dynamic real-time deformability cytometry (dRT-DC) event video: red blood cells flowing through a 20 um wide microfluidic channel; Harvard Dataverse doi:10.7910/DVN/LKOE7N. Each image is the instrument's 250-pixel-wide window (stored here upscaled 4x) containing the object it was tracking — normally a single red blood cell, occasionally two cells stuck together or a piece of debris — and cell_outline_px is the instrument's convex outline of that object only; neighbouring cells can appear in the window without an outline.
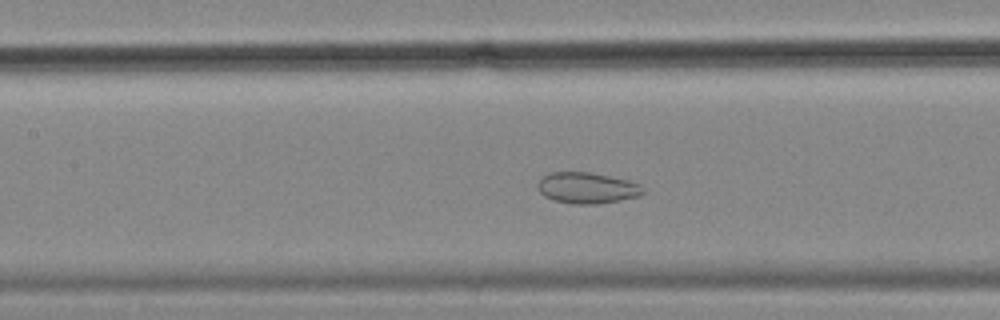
{"species": "common noctule bat (a hibernating species)", "species_latin": "Nyctalus noctula", "temperature_condition": "cold", "stored_images_in_passage": 56, "camera_frame_rate_fps": 3000, "um_per_image_px": 0.085, "animal": {"sex": "female", "body_mass_g": 18.4}, "frame": {"image": 1, "passage_image": 25, "time_ms": 8.0, "image_size_px": [1000, 320], "cell_outline_px": [[644, 192], [636, 196], [620, 200], [596, 204], [572, 204], [552, 200], [544, 196], [540, 192], [536, 184], [544, 176], [552, 172], [588, 172], [628, 180], [640, 184], [644, 188]], "centroid_in_image_um": [49.87, 15.98], "position_along_channel_um": 157.5, "area_um2": 18.96}}
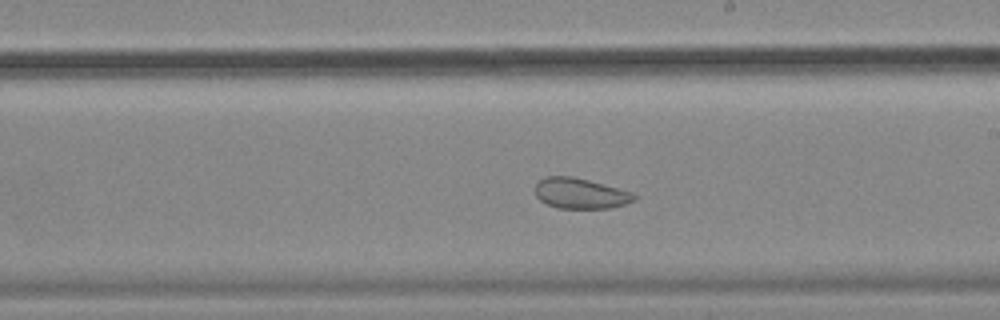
{"frame": {"image": 2, "passage_image": 32, "time_ms": 10.333, "image_size_px": [1000, 320], "cell_outline_px": [[640, 196], [636, 200], [624, 204], [608, 208], [560, 208], [548, 204], [540, 200], [536, 196], [536, 184], [544, 176], [572, 176], [588, 180], [632, 192]], "centroid_in_image_um": [49.35, 16.43], "position_along_channel_um": 239.6, "area_um2": 17.51}}
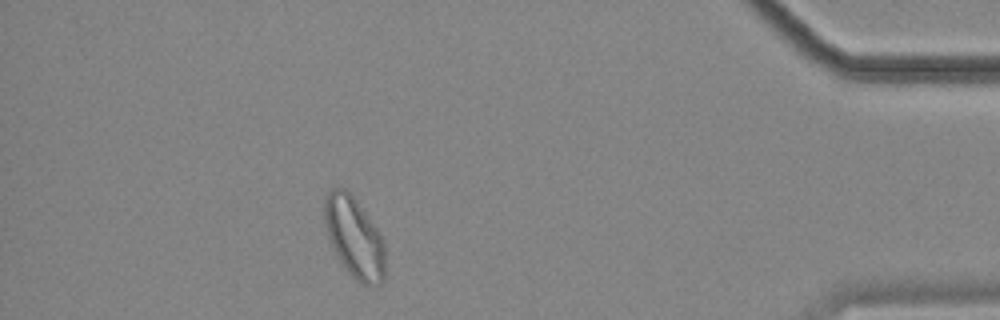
{"frame": {"image": 3, "passage_image": 50, "time_ms": 16.333, "image_size_px": [1000, 320], "cell_outline_px": [[384, 280], [380, 284], [360, 284], [348, 272], [340, 260], [328, 236], [324, 220], [324, 200], [328, 192], [332, 188], [344, 188], [356, 200], [380, 236], [384, 244]], "centroid_in_image_um": [30.1, 20.19], "position_along_channel_um": 405.1, "area_um2": 27.74}, "authors_computed_cell_mechanics": {"area_um2": 26.7903, "velocity_mm_per_s": 3.541, "shape_relaxation_time_tau1_ms": null, "shape_relaxation_time_tau2_ms": 1.681, "deformation_change_tau1": null, "deformation_change_tau2": 0.0669}}